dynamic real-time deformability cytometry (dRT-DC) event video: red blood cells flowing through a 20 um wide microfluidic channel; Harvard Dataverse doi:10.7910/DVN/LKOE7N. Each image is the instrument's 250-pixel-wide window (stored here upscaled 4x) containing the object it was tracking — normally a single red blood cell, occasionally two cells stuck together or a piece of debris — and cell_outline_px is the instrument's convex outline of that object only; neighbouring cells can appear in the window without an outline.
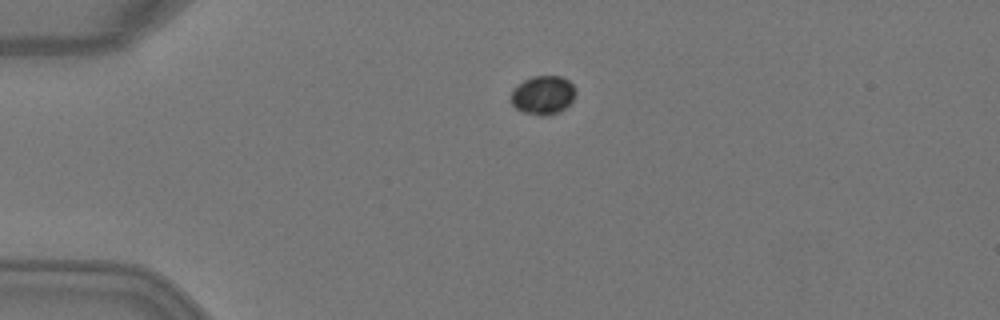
{"species": "Egyptian fruit bat (a non-hibernating species)", "species_latin": "Rousettus aegyptiacus", "temperature_condition": "warm", "stored_images_in_passage": 2, "camera_frame_rate_fps": 3000, "um_per_image_px": 0.085, "animal": {"sex": "female"}, "frame": {"image": 1, "passage_image": 2, "time_ms": 0.333, "image_size_px": [1000, 320], "cell_outline_px": [[576, 92], [572, 100], [564, 108], [548, 116], [540, 116], [524, 112], [516, 108], [512, 104], [512, 92], [524, 80], [532, 76], [560, 76], [568, 80], [576, 88]], "centroid_in_image_um": [46.18, 8.08], "position_along_channel_um": 38.8, "area_um2": 14.33}}